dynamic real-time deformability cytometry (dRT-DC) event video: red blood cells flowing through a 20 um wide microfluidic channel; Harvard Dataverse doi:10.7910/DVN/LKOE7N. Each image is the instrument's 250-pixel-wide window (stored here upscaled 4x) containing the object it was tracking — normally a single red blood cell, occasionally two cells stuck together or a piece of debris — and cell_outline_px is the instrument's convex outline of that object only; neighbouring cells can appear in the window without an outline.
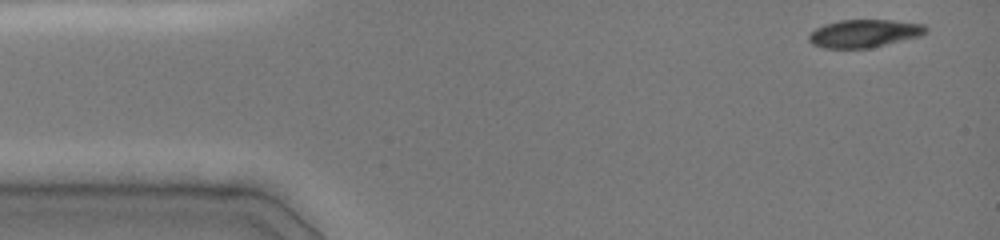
{"species": "common noctule bat (a hibernating species)", "species_latin": "Nyctalus noctula", "temperature_condition": "cold", "stored_images_in_passage": 6, "camera_frame_rate_fps": 3000, "um_per_image_px": 0.085, "animal": {"sex": "female", "body_mass_g": 19.0, "forearm_length_mm": 51.5}, "frame": {"image": 1, "passage_image": 1, "time_ms": 0.0, "image_size_px": [1000, 240], "cell_outline_px": [[928, 32], [920, 36], [868, 48], [824, 48], [812, 44], [808, 40], [808, 36], [816, 28], [824, 24], [840, 20], [892, 20], [924, 24], [928, 28]], "centroid_in_image_um": [73.46, 2.83], "position_along_channel_um": 11.5, "area_um2": 18.96}}
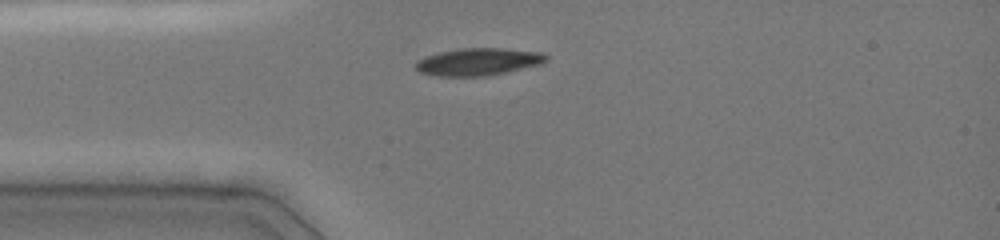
{"frame": {"image": 2, "passage_image": 5, "time_ms": 1.333, "image_size_px": [1000, 240], "cell_outline_px": [[548, 60], [540, 64], [504, 72], [484, 76], [440, 76], [420, 72], [416, 68], [416, 60], [424, 56], [440, 52], [460, 48], [504, 48], [544, 52], [548, 56]], "centroid_in_image_um": [40.66, 5.23], "position_along_channel_um": 44.3, "area_um2": 20.75}}